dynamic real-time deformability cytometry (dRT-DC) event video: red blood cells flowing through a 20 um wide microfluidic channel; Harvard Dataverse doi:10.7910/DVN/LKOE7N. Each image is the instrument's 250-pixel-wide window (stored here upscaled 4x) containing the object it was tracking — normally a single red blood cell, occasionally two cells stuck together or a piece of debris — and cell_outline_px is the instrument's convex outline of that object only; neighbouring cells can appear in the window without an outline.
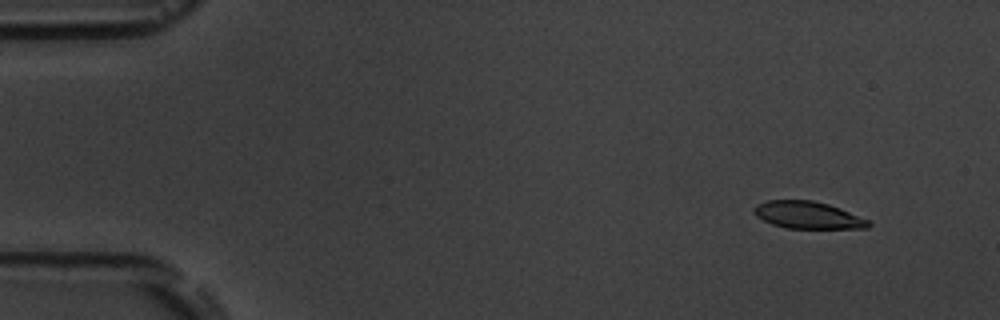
{"species": "common noctule bat (a hibernating species)", "species_latin": "Nyctalus noctula", "temperature_condition": "room temperature", "stored_images_in_passage": 8, "camera_frame_rate_fps": 3000, "um_per_image_px": 0.085, "animal": {"sex": "male", "body_mass_g": 19.5, "forearm_length_mm": 54.6}, "frame": {"image": 1, "passage_image": 2, "time_ms": 1.0, "image_size_px": [1000, 320], "cell_outline_px": [[872, 224], [868, 228], [788, 228], [772, 224], [756, 216], [752, 212], [752, 208], [756, 204], [768, 200], [812, 200], [828, 204], [840, 208], [868, 220]], "centroid_in_image_um": [68.63, 18.27], "position_along_channel_um": 16.4, "area_um2": 18.09}}
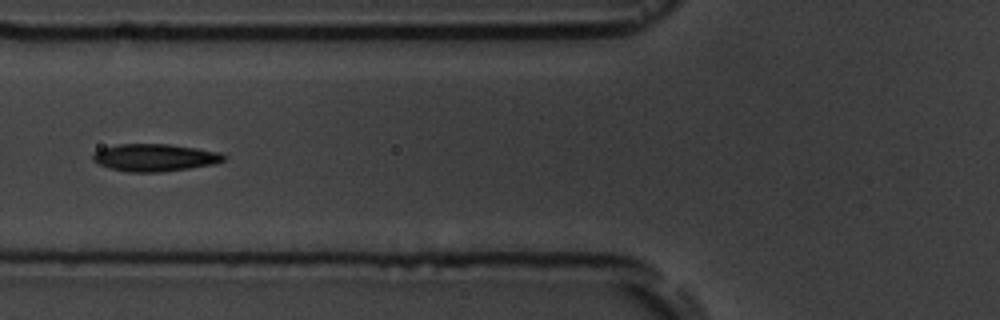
{"frame": {"image": 2, "passage_image": 6, "time_ms": 6.667, "image_size_px": [1000, 320], "cell_outline_px": [[228, 156], [224, 160], [212, 164], [188, 168], [160, 172], [128, 172], [108, 168], [96, 164], [92, 160], [92, 152], [116, 144], [168, 144], [196, 148], [220, 152]], "centroid_in_image_um": [13.1, 13.39], "position_along_channel_um": 112.7, "area_um2": 20.98}}
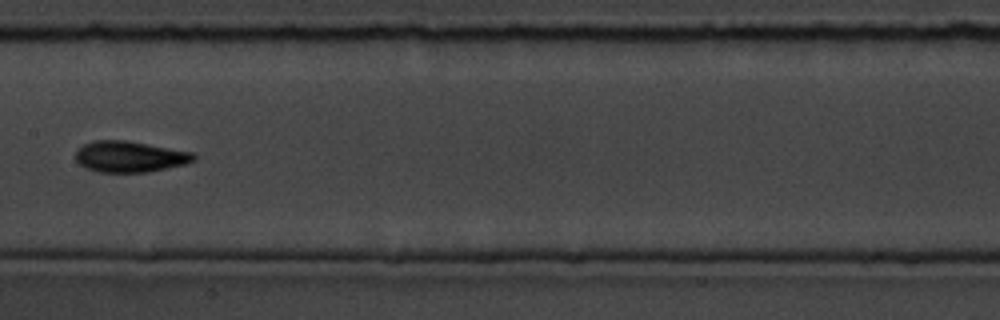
{"frame": {"image": 3, "passage_image": 8, "time_ms": 9.0, "image_size_px": [1000, 320], "cell_outline_px": [[196, 160], [184, 164], [148, 172], [100, 172], [84, 168], [76, 160], [76, 152], [84, 144], [96, 140], [124, 140], [192, 152], [196, 156]], "centroid_in_image_um": [11.02, 13.32], "position_along_channel_um": 196.4, "area_um2": 21.15}}